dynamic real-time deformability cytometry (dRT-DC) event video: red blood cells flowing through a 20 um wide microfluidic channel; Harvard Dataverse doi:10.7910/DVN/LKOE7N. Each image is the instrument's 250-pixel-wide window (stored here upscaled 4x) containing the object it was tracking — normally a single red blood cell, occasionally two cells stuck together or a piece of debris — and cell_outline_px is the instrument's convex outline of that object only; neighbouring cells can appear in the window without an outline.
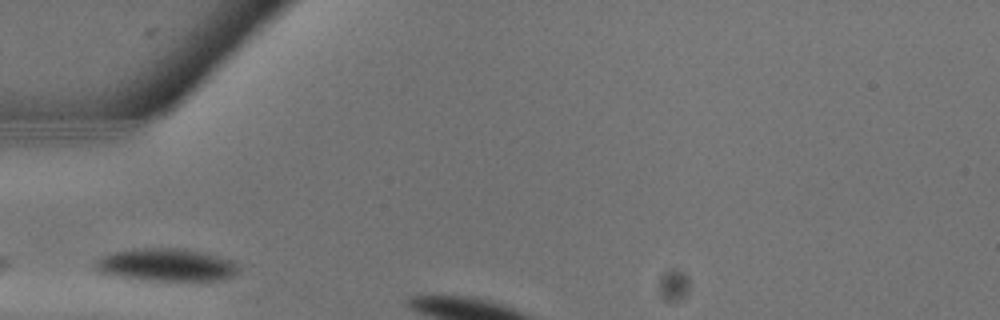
{"species": "common noctule bat (a hibernating species)", "species_latin": "Nyctalus noctula", "temperature_condition": "warm", "stored_images_in_passage": 4, "camera_frame_rate_fps": 3000, "um_per_image_px": 0.085, "animal": {"sex": "male", "body_mass_g": 13.3}, "frame": {"image": 1, "passage_image": 1, "time_ms": 0.0, "image_size_px": [1000, 320], "cell_outline_px": [[240, 272], [232, 276], [220, 280], [148, 280], [112, 276], [100, 272], [96, 268], [96, 264], [104, 256], [112, 252], [132, 248], [184, 248], [236, 260], [240, 264]], "centroid_in_image_um": [14.22, 22.51], "position_along_channel_um": 70.8, "area_um2": 27.46}}